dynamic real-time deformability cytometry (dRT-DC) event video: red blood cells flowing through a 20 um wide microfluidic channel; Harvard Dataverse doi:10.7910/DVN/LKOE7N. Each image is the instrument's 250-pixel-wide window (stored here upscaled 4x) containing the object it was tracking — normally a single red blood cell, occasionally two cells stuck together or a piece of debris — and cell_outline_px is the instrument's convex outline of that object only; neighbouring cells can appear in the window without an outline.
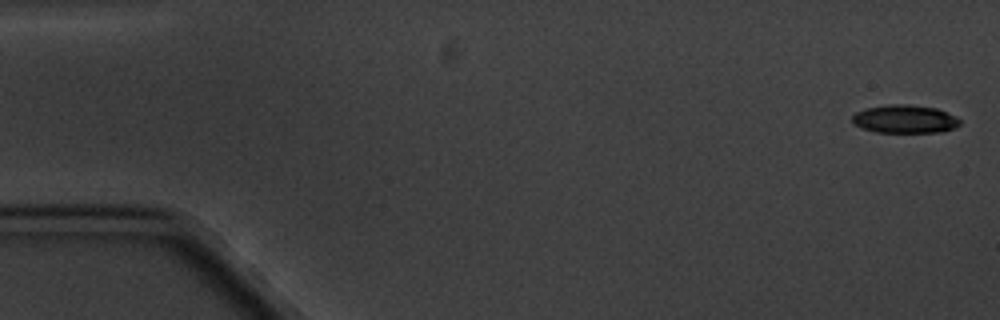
{"species": "common noctule bat (a hibernating species)", "species_latin": "Nyctalus noctula", "temperature_condition": "cold", "stored_images_in_passage": 7, "camera_frame_rate_fps": 3000, "um_per_image_px": 0.085, "animal": {"sex": "male", "body_mass_g": 20.1, "forearm_length_mm": 53.5}, "frame": {"image": 1, "passage_image": 1, "time_ms": 0.0, "image_size_px": [1000, 320], "cell_outline_px": [[960, 124], [944, 132], [876, 132], [852, 124], [852, 116], [856, 112], [868, 108], [892, 104], [904, 104], [936, 108], [956, 116], [960, 120]], "centroid_in_image_um": [76.91, 10.12], "position_along_channel_um": 8.1, "area_um2": 17.51}}
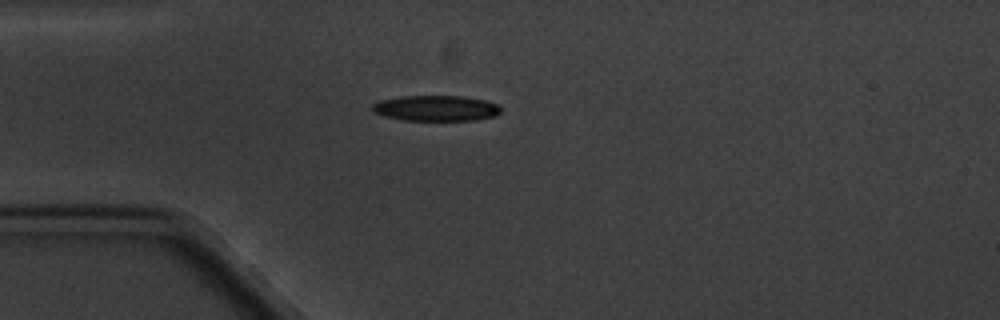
{"frame": {"image": 2, "passage_image": 5, "time_ms": 4.667, "image_size_px": [1000, 320], "cell_outline_px": [[500, 112], [496, 116], [476, 120], [404, 120], [384, 116], [372, 112], [372, 104], [380, 100], [400, 96], [464, 96], [484, 100], [496, 104], [500, 108]], "centroid_in_image_um": [37.03, 9.2], "position_along_channel_um": 48.0, "area_um2": 19.19}}